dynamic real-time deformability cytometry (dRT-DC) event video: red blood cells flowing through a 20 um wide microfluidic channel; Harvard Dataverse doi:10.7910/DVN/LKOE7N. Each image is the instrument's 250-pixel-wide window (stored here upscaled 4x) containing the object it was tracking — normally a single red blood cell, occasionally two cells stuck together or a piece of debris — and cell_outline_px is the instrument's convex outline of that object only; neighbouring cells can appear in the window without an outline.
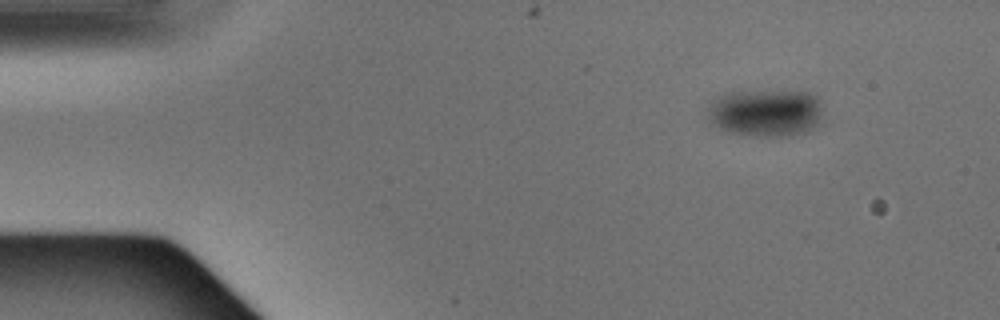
{"species": "Egyptian fruit bat (a non-hibernating species)", "species_latin": "Rousettus aegyptiacus", "temperature_condition": "warm", "stored_images_in_passage": 3, "camera_frame_rate_fps": 3000, "um_per_image_px": 0.085, "animal": {"sex": "male"}, "frame": {"image": 1, "passage_image": 1, "time_ms": 0.0, "image_size_px": [1000, 320], "cell_outline_px": [[820, 116], [816, 124], [808, 132], [788, 136], [756, 136], [728, 132], [716, 128], [708, 120], [708, 108], [724, 92], [808, 92], [816, 96], [820, 100]], "centroid_in_image_um": [65.06, 9.61], "position_along_channel_um": 19.9, "area_um2": 31.56}}
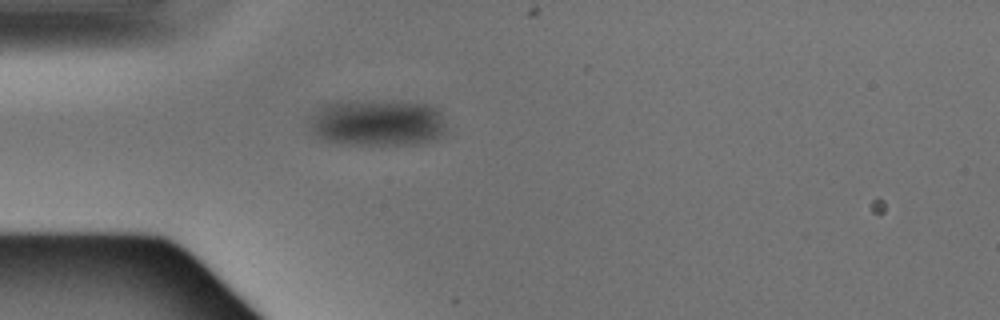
{"frame": {"image": 2, "passage_image": 3, "time_ms": 0.667, "image_size_px": [1000, 320], "cell_outline_px": [[444, 132], [436, 140], [420, 144], [348, 144], [328, 140], [316, 136], [312, 132], [308, 120], [324, 104], [340, 100], [396, 100], [428, 104], [440, 108], [444, 124]], "centroid_in_image_um": [32.11, 10.39], "position_along_channel_um": 52.9, "area_um2": 37.86}}